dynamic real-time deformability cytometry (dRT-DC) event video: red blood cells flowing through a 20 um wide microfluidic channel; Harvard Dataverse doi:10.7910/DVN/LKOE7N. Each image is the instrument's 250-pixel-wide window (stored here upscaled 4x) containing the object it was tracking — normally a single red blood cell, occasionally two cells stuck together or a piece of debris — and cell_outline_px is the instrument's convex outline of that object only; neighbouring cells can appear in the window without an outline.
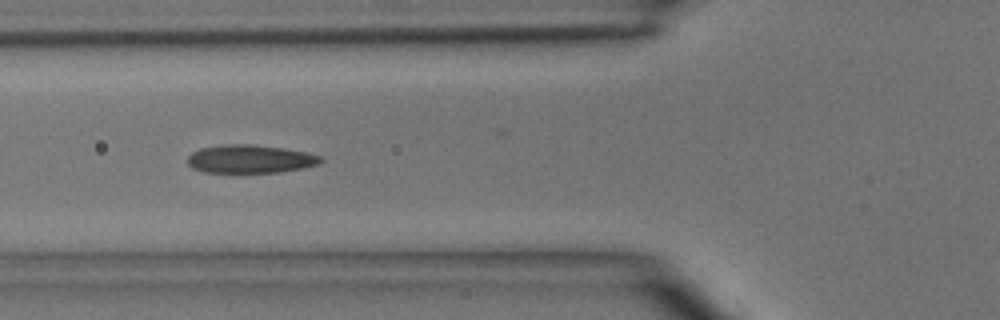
{"species": "common noctule bat (a hibernating species)", "species_latin": "Nyctalus noctula", "temperature_condition": "room temperature", "stored_images_in_passage": 5, "camera_frame_rate_fps": 3000, "um_per_image_px": 0.085, "animal": {"sex": "male", "body_mass_g": 15.6}, "frame": {"image": 1, "passage_image": 4, "time_ms": 3.333, "image_size_px": [1000, 320], "cell_outline_px": [[324, 160], [320, 164], [304, 168], [280, 172], [204, 172], [192, 168], [188, 164], [188, 156], [192, 152], [200, 148], [224, 144], [252, 144], [284, 148], [308, 152], [320, 156]], "centroid_in_image_um": [21.29, 13.51], "position_along_channel_um": 104.5, "area_um2": 22.08}}